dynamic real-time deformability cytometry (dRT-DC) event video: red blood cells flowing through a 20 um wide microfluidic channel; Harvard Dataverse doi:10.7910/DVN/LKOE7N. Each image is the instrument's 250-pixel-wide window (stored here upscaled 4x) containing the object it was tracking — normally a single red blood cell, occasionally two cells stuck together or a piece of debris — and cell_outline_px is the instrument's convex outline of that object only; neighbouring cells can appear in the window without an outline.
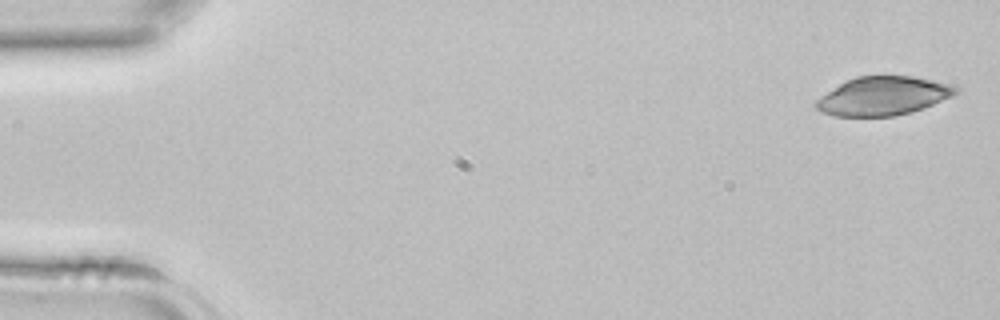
{"species": "common noctule bat (a hibernating species)", "species_latin": "Nyctalus noctula", "temperature_condition": "room temperature", "stored_images_in_passage": 22, "camera_frame_rate_fps": 3000, "um_per_image_px": 0.085, "animal": {"sex": "female", "body_mass_g": 22.7, "forearm_length_mm": 54.2}, "frame": {"image": 1, "passage_image": 1, "time_ms": 0.0, "image_size_px": [1000, 320], "cell_outline_px": [[960, 92], [952, 96], [924, 108], [912, 112], [896, 116], [832, 116], [820, 112], [816, 108], [816, 100], [820, 96], [844, 80], [856, 76], [912, 76], [932, 80], [948, 84], [960, 88]], "centroid_in_image_um": [75.04, 8.16], "position_along_channel_um": 10.0, "area_um2": 31.67}}